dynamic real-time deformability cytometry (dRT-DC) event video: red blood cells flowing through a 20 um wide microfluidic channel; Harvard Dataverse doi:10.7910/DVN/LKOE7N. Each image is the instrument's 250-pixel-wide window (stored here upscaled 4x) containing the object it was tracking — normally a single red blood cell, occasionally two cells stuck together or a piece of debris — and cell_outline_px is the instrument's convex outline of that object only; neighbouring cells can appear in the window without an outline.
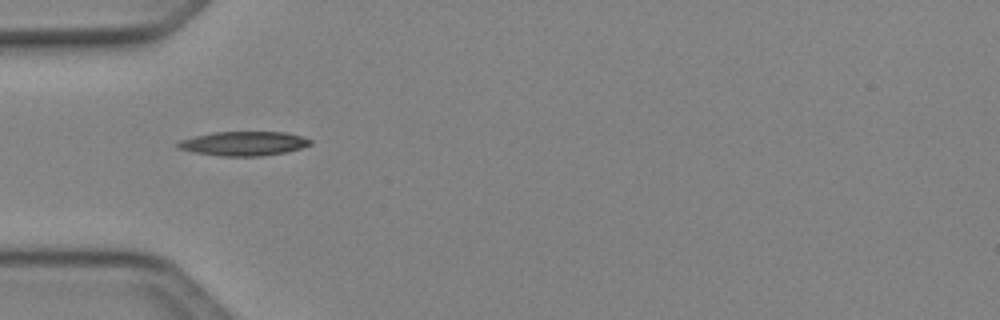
{"species": "Egyptian fruit bat (a non-hibernating species)", "species_latin": "Rousettus aegyptiacus", "temperature_condition": "cold", "stored_images_in_passage": 30, "camera_frame_rate_fps": 3000, "um_per_image_px": 0.085, "animal": {"sex": "female"}, "frame": {"image": 1, "passage_image": 1, "time_ms": 0.0, "image_size_px": [1000, 320], "cell_outline_px": [[312, 144], [300, 148], [284, 152], [260, 156], [220, 156], [196, 152], [176, 148], [176, 144], [180, 140], [212, 132], [284, 132], [304, 136], [312, 140]], "centroid_in_image_um": [20.72, 12.19], "position_along_channel_um": 64.3, "area_um2": 18.61}}
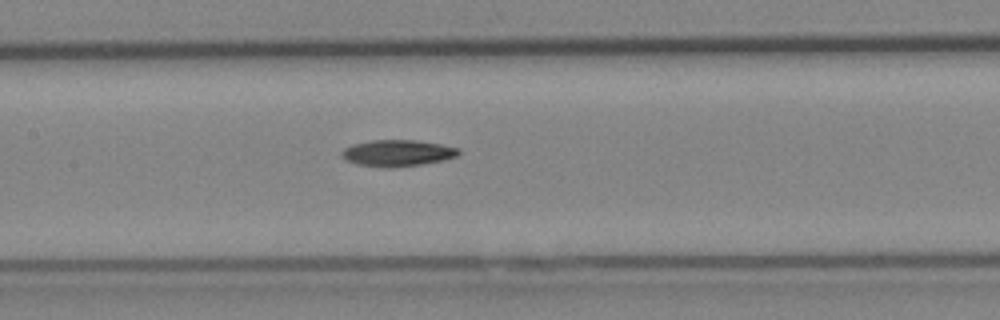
{"frame": {"image": 2, "passage_image": 9, "time_ms": 2.667, "image_size_px": [1000, 320], "cell_outline_px": [[460, 152], [456, 156], [440, 160], [420, 164], [360, 164], [348, 160], [340, 156], [340, 152], [344, 148], [352, 144], [372, 140], [416, 140], [440, 144], [460, 148]], "centroid_in_image_um": [33.79, 12.94], "position_along_channel_um": 173.6, "area_um2": 16.88}}
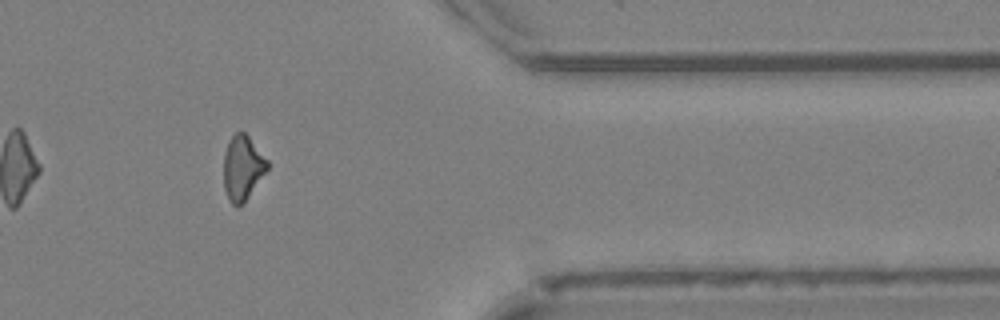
{"frame": {"image": 3, "passage_image": 26, "time_ms": 8.333, "image_size_px": [1000, 320], "cell_outline_px": [[268, 168], [244, 204], [232, 204], [224, 188], [224, 152], [228, 140], [240, 128], [248, 136], [268, 160]], "centroid_in_image_um": [20.61, 14.22], "position_along_channel_um": 390.8, "area_um2": 16.42}}